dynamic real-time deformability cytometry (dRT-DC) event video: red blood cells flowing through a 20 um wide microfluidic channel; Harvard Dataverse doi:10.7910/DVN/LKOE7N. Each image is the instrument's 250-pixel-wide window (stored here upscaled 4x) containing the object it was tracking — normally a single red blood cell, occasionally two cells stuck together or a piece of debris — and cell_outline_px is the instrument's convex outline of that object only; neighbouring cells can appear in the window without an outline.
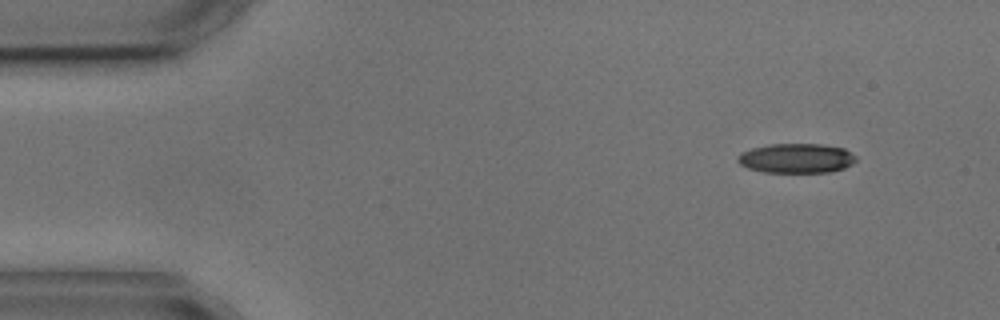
{"species": "common noctule bat (a hibernating species)", "species_latin": "Nyctalus noctula", "temperature_condition": "cold", "stored_images_in_passage": 9, "camera_frame_rate_fps": 3000, "um_per_image_px": 0.085, "animal": {"sex": "male", "body_mass_g": 17.9, "forearm_length_mm": 54.2}, "frame": {"image": 1, "passage_image": 1, "time_ms": 0.0, "image_size_px": [1000, 320], "cell_outline_px": [[856, 160], [852, 164], [844, 168], [828, 172], [764, 172], [748, 168], [740, 164], [736, 160], [736, 156], [740, 152], [752, 148], [768, 144], [820, 144], [844, 148], [856, 156]], "centroid_in_image_um": [67.66, 13.45], "position_along_channel_um": 17.3, "area_um2": 20.46}}
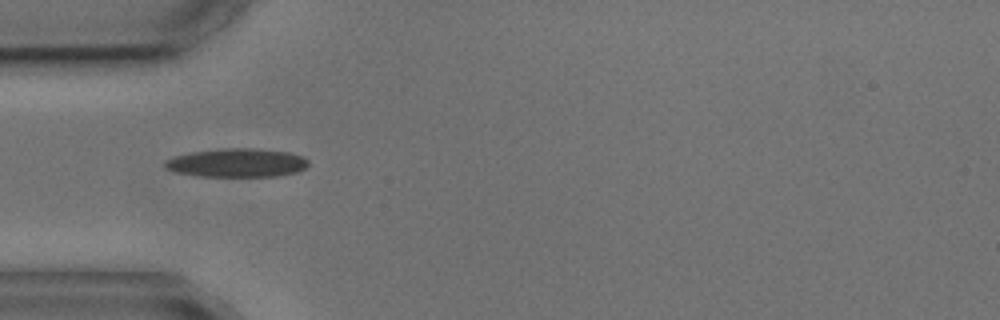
{"frame": {"image": 2, "passage_image": 4, "time_ms": 3.667, "image_size_px": [1000, 320], "cell_outline_px": [[308, 164], [304, 168], [296, 172], [276, 176], [200, 176], [176, 172], [164, 168], [164, 160], [176, 156], [192, 152], [220, 148], [256, 148], [288, 152], [304, 156], [308, 160]], "centroid_in_image_um": [20.14, 13.83], "position_along_channel_um": 64.9, "area_um2": 23.93}}
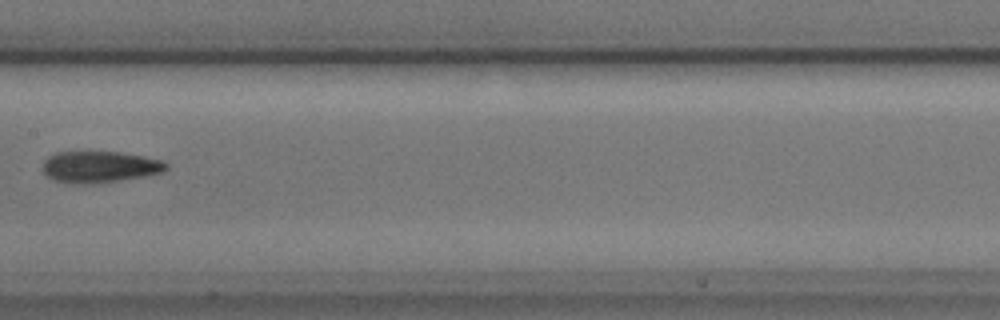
{"frame": {"image": 3, "passage_image": 7, "time_ms": 7.333, "image_size_px": [1000, 320], "cell_outline_px": [[168, 168], [164, 172], [144, 176], [120, 180], [92, 184], [72, 184], [52, 180], [44, 172], [44, 160], [48, 156], [56, 152], [88, 148], [120, 152], [144, 156], [160, 160], [168, 164]], "centroid_in_image_um": [8.43, 14.14], "position_along_channel_um": 199.0, "area_um2": 23.64}}